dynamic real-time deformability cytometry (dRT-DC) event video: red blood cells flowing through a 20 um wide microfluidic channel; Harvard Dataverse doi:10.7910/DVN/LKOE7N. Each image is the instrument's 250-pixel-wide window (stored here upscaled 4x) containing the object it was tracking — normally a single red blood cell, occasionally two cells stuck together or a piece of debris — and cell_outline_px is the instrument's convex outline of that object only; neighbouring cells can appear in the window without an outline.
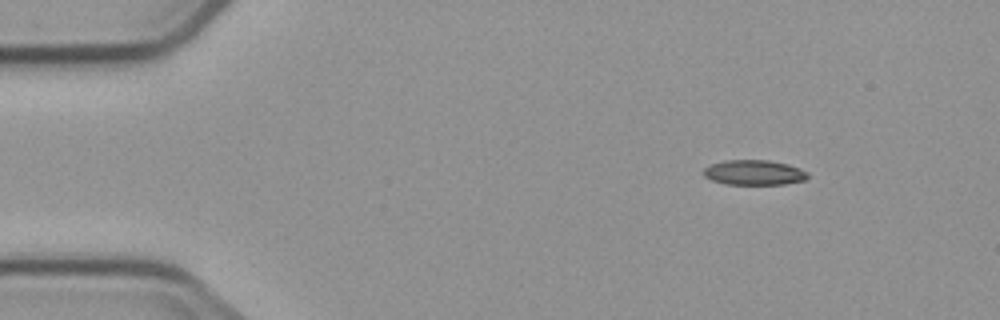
{"species": "common noctule bat (a hibernating species)", "species_latin": "Nyctalus noctula", "temperature_condition": "cold", "stored_images_in_passage": 8, "camera_frame_rate_fps": 3000, "um_per_image_px": 0.085, "animal": {"sex": "male", "body_mass_g": 23.1, "forearm_length_mm": 52.7}, "frame": {"image": 1, "passage_image": 1, "time_ms": 0.0, "image_size_px": [1000, 320], "cell_outline_px": [[808, 176], [804, 180], [784, 184], [724, 184], [712, 180], [704, 176], [704, 168], [712, 164], [724, 160], [768, 160], [788, 164], [800, 168], [808, 172]], "centroid_in_image_um": [64.1, 14.66], "position_along_channel_um": 20.9, "area_um2": 15.14}}
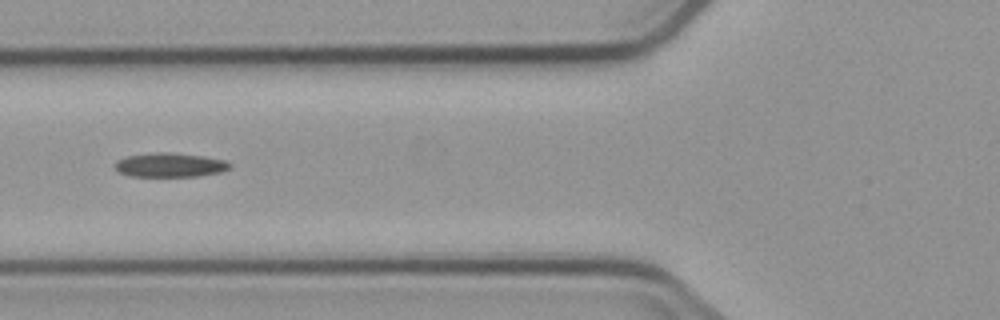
{"frame": {"image": 2, "passage_image": 5, "time_ms": 4.667, "image_size_px": [1000, 320], "cell_outline_px": [[232, 164], [228, 168], [220, 172], [196, 176], [132, 176], [120, 172], [116, 168], [116, 160], [128, 156], [156, 152], [168, 152], [204, 156], [224, 160]], "centroid_in_image_um": [14.46, 14.02], "position_along_channel_um": 111.3, "area_um2": 15.9}}
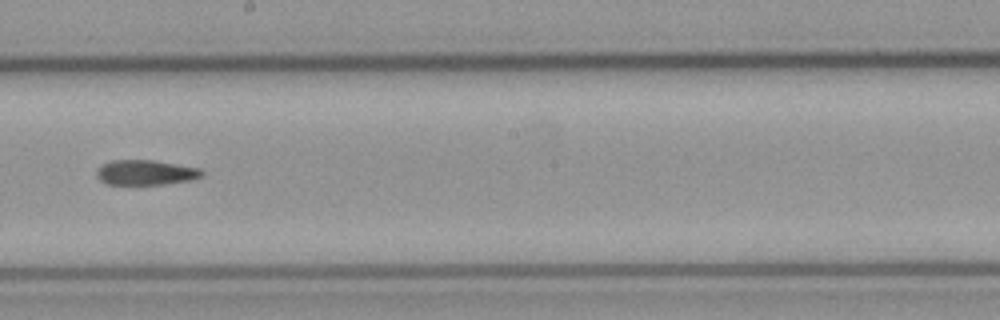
{"frame": {"image": 3, "passage_image": 8, "time_ms": 8.0, "image_size_px": [1000, 320], "cell_outline_px": [[204, 176], [188, 180], [164, 184], [108, 184], [100, 180], [96, 176], [96, 168], [112, 160], [152, 160], [200, 168], [204, 172]], "centroid_in_image_um": [12.37, 14.66], "position_along_channel_um": 235.8, "area_um2": 15.26}}